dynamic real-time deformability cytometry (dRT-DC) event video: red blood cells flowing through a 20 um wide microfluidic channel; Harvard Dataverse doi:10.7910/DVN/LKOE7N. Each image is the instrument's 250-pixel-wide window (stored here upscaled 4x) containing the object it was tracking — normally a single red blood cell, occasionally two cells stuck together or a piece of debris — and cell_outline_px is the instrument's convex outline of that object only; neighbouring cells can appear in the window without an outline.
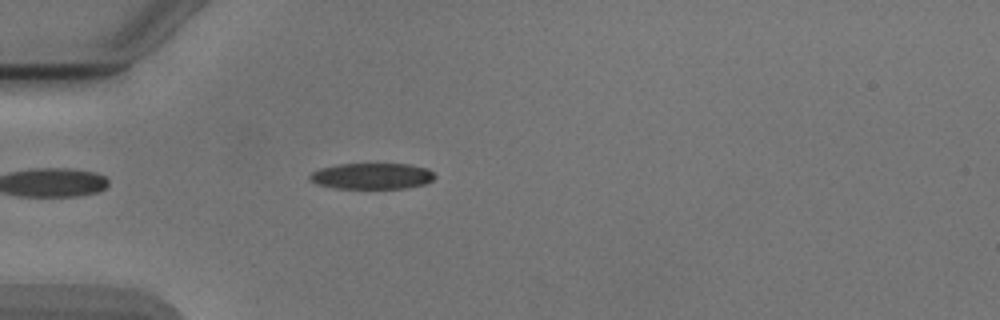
{"species": "Egyptian fruit bat (a non-hibernating species)", "species_latin": "Rousettus aegyptiacus", "temperature_condition": "cold", "stored_images_in_passage": 6, "camera_frame_rate_fps": 3000, "um_per_image_px": 0.085, "animal": {"sex": "male"}, "frame": {"image": 1, "passage_image": 2, "time_ms": 0.333, "image_size_px": [1000, 320], "cell_outline_px": [[436, 176], [432, 180], [424, 184], [404, 188], [336, 188], [320, 184], [312, 180], [308, 176], [312, 172], [320, 168], [336, 164], [408, 164], [428, 168]], "centroid_in_image_um": [31.64, 14.95], "position_along_channel_um": 53.4, "area_um2": 18.79}}
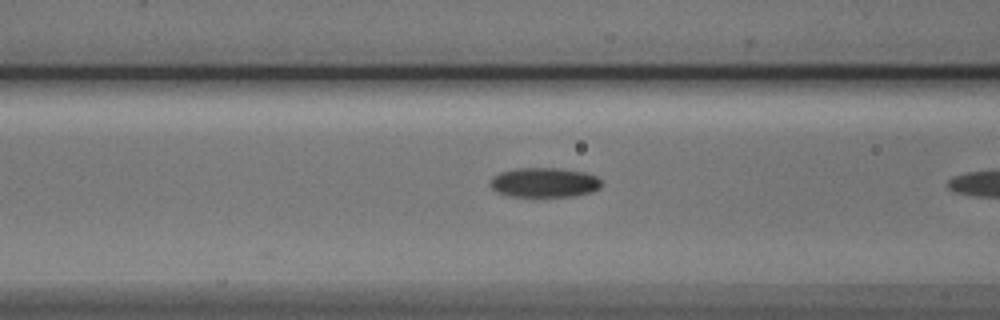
{"frame": {"image": 2, "passage_image": 5, "time_ms": 1.333, "image_size_px": [1000, 320], "cell_outline_px": [[600, 188], [592, 192], [572, 196], [512, 196], [500, 192], [492, 188], [488, 184], [492, 176], [500, 172], [516, 168], [560, 168], [584, 172], [596, 176], [600, 180]], "centroid_in_image_um": [46.25, 15.5], "position_along_channel_um": 120.3, "area_um2": 19.13}}